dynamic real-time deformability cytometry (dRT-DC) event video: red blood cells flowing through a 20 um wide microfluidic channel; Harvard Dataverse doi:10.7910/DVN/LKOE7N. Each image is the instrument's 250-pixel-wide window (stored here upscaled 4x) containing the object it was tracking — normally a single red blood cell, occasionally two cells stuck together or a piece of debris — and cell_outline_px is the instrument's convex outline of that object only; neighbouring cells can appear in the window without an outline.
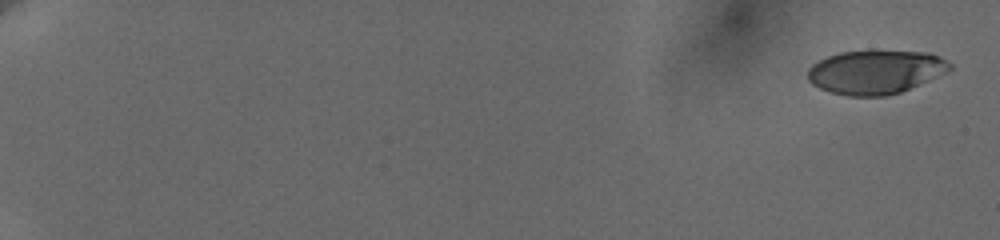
{"species": "human", "species_latin": "Homo sapiens", "temperature_condition": "cold", "stored_images_in_passage": 17, "camera_frame_rate_fps": 3000, "um_per_image_px": 0.085, "donor": {"sex": "female"}, "frame": {"image": 1, "passage_image": 1, "time_ms": 0.0, "image_size_px": [1000, 240], "cell_outline_px": [[952, 68], [928, 80], [900, 92], [884, 96], [848, 96], [832, 92], [820, 88], [812, 84], [808, 80], [808, 68], [812, 64], [828, 56], [840, 52], [928, 52], [940, 56], [948, 60], [952, 64]], "centroid_in_image_um": [74.4, 6.13], "position_along_channel_um": 10.6, "area_um2": 35.66}}
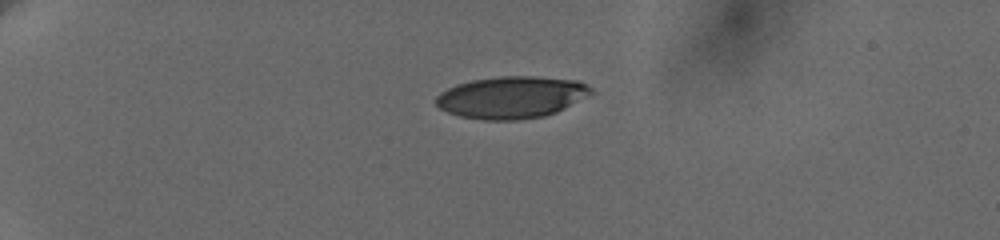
{"frame": {"image": 2, "passage_image": 12, "time_ms": 5.0, "image_size_px": [1000, 240], "cell_outline_px": [[596, 92], [556, 112], [544, 116], [520, 120], [484, 120], [460, 116], [448, 112], [440, 108], [436, 104], [436, 96], [440, 92], [456, 84], [472, 80], [500, 76], [536, 76], [576, 80], [592, 88]], "centroid_in_image_um": [43.48, 8.27], "position_along_channel_um": 41.5, "area_um2": 38.03}}
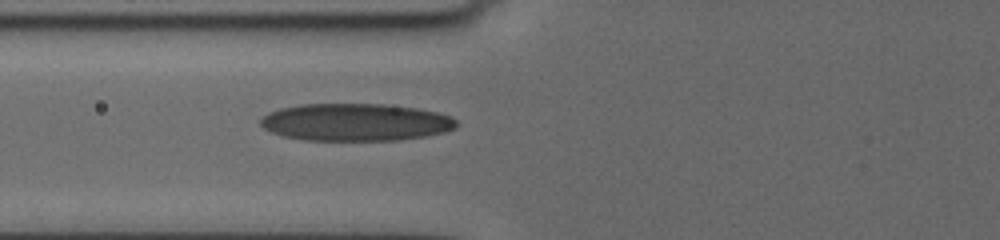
{"frame": {"image": 3, "passage_image": 17, "time_ms": 8.333, "image_size_px": [1000, 240], "cell_outline_px": [[456, 128], [444, 132], [424, 136], [396, 140], [304, 140], [284, 136], [272, 132], [264, 128], [260, 124], [260, 120], [268, 112], [280, 108], [300, 104], [384, 104], [416, 108], [436, 112], [448, 116], [456, 120]], "centroid_in_image_um": [30.19, 10.38], "position_along_channel_um": 95.6, "area_um2": 42.54}}